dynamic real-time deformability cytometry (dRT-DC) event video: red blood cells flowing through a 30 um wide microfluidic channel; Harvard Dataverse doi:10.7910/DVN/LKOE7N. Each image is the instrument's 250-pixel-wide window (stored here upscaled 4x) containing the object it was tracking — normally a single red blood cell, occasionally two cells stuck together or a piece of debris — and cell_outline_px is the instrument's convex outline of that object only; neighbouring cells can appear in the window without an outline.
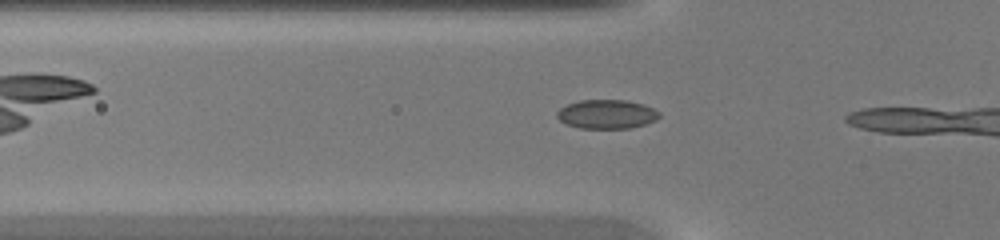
{"species": "common noctule bat (a hibernating species)", "species_latin": "Nyctalus noctula", "temperature_condition": "warm", "stored_images_in_passage": 8, "camera_frame_rate_fps": 3000, "um_per_image_px": 0.085, "animal": {"sex": "female", "body_mass_g": 20.0, "forearm_length_mm": 54.0}, "frame": {"image": 1, "passage_image": 4, "time_ms": 1.0, "image_size_px": [1000, 240], "cell_outline_px": [[660, 116], [656, 120], [632, 128], [580, 128], [564, 124], [556, 116], [556, 112], [560, 108], [568, 104], [580, 100], [624, 100], [644, 104], [660, 112]], "centroid_in_image_um": [51.56, 9.71], "position_along_channel_um": 74.2, "area_um2": 17.34}}
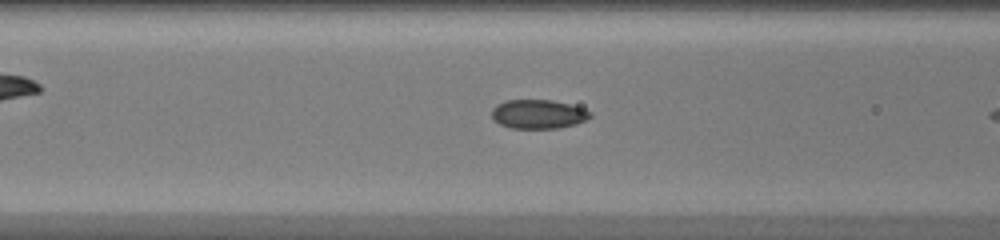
{"frame": {"image": 2, "passage_image": 7, "time_ms": 2.0, "image_size_px": [1000, 240], "cell_outline_px": [[592, 116], [576, 124], [560, 128], [512, 128], [500, 124], [492, 120], [492, 108], [496, 104], [504, 100], [552, 100], [584, 108], [592, 112]], "centroid_in_image_um": [45.73, 9.7], "position_along_channel_um": 120.9, "area_um2": 16.76}}